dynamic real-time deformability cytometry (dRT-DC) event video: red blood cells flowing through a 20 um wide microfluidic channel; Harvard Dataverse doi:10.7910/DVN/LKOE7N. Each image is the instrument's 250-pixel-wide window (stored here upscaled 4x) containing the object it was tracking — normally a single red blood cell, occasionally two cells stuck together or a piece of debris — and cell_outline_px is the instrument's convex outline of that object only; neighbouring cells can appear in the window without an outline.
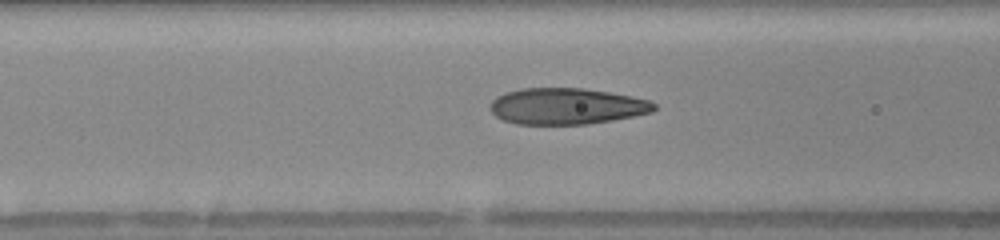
{"species": "human", "species_latin": "Homo sapiens", "temperature_condition": "warm", "stored_images_in_passage": 38, "camera_frame_rate_fps": 3000, "um_per_image_px": 0.085, "donor": {"sex": "female"}, "frame": {"image": 1, "passage_image": 18, "time_ms": 5.667, "image_size_px": [1000, 240], "cell_outline_px": [[656, 108], [652, 112], [612, 120], [588, 124], [516, 124], [504, 120], [496, 116], [488, 108], [488, 104], [496, 96], [504, 92], [520, 88], [584, 88], [608, 92], [648, 100], [656, 104]], "centroid_in_image_um": [48.09, 9.02], "position_along_channel_um": 118.5, "area_um2": 34.68}}
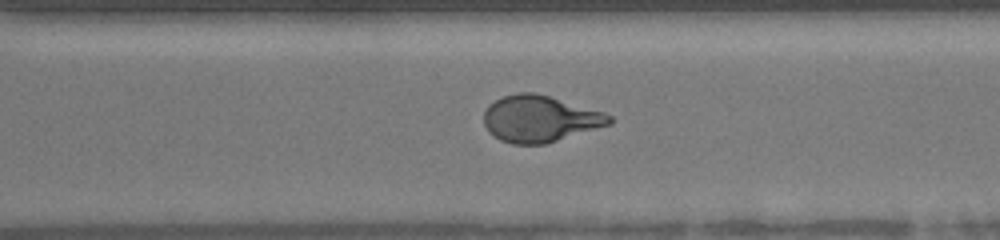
{"frame": {"image": 2, "passage_image": 33, "time_ms": 10.667, "image_size_px": [1000, 240], "cell_outline_px": [[612, 124], [544, 144], [512, 144], [500, 140], [488, 132], [484, 124], [484, 112], [488, 104], [504, 96], [516, 92], [532, 92], [548, 96], [604, 112], [612, 116]], "centroid_in_image_um": [45.87, 10.1], "position_along_channel_um": 324.7, "area_um2": 33.93}}